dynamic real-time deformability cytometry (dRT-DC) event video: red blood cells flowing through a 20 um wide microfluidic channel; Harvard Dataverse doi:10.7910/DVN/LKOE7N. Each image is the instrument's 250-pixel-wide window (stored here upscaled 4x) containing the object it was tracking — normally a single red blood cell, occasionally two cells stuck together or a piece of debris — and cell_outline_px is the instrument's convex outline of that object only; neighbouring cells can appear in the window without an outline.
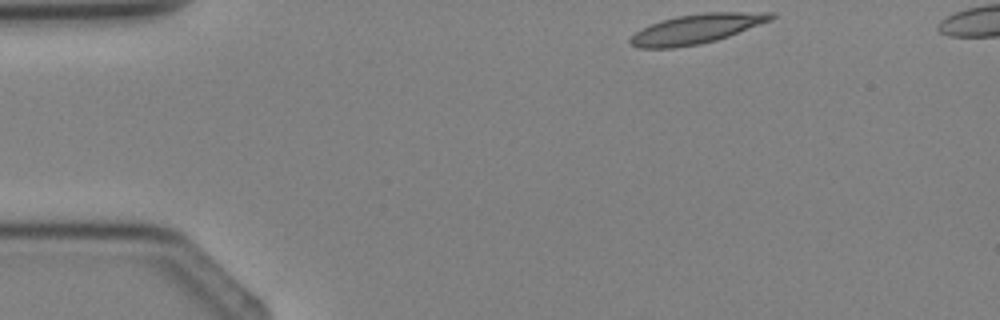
{"species": "Egyptian fruit bat (a non-hibernating species)", "species_latin": "Rousettus aegyptiacus", "temperature_condition": "cold", "stored_images_in_passage": 3, "camera_frame_rate_fps": 3000, "um_per_image_px": 0.085, "animal": {"sex": "female"}, "frame": {"image": 1, "passage_image": 1, "time_ms": 0.0, "image_size_px": [1000, 320], "cell_outline_px": [[776, 16], [772, 20], [728, 36], [716, 40], [700, 44], [676, 48], [640, 48], [632, 44], [628, 40], [636, 32], [660, 20], [676, 16], [704, 12], [776, 12]], "centroid_in_image_um": [59.24, 2.44], "position_along_channel_um": 25.8, "area_um2": 24.16}}
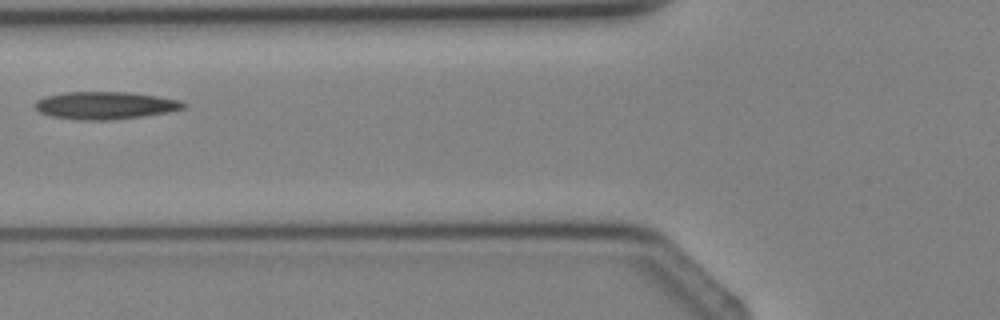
{"frame": {"image": 2, "passage_image": 3, "time_ms": 3.0, "image_size_px": [1000, 320], "cell_outline_px": [[188, 104], [184, 108], [168, 112], [144, 116], [108, 120], [80, 120], [52, 116], [40, 112], [32, 104], [36, 100], [44, 96], [64, 92], [128, 92], [156, 96], [180, 100]], "centroid_in_image_um": [8.93, 8.95], "position_along_channel_um": 116.9, "area_um2": 23.87}}